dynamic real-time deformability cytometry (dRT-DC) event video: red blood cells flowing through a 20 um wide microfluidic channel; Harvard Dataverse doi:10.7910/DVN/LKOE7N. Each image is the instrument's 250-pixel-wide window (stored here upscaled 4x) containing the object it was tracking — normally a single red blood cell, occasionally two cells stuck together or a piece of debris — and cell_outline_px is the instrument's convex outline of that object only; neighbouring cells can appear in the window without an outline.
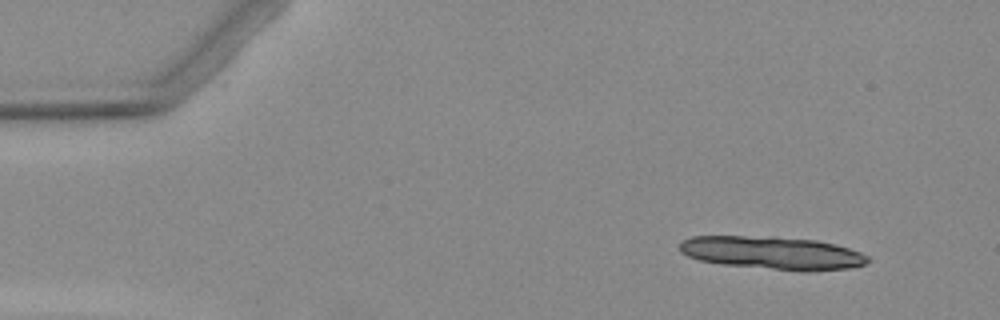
{"species": "Egyptian fruit bat (a non-hibernating species)", "species_latin": "Rousettus aegyptiacus", "temperature_condition": "warm", "stored_images_in_passage": 5, "segment_of_instrument_passage": [1, 2], "camera_frame_rate_fps": 3000, "um_per_image_px": 0.085, "animal": {"sex": "female"}, "frame": {"image": 1, "passage_image": 1, "time_ms": 0.0, "image_size_px": [1000, 320], "cell_outline_px": [[872, 260], [864, 264], [848, 268], [812, 272], [804, 272], [720, 264], [700, 260], [688, 256], [680, 252], [680, 240], [692, 236], [776, 236], [816, 240], [836, 244], [860, 252], [868, 256]], "centroid_in_image_um": [65.66, 21.49], "position_along_channel_um": 19.3, "area_um2": 36.65}}
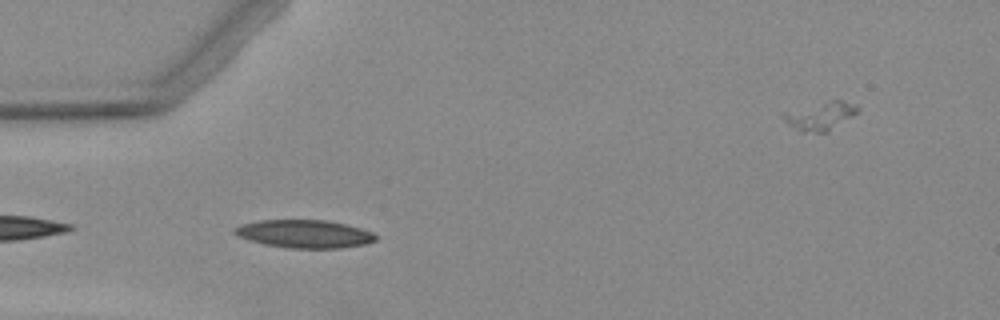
{"frame": {"image": 2, "passage_image": 4, "time_ms": 3.667, "image_size_px": [1000, 320], "cell_outline_px": [[380, 236], [376, 240], [364, 244], [340, 248], [288, 248], [264, 244], [248, 240], [232, 232], [240, 224], [260, 220], [328, 220], [348, 224], [372, 232]], "centroid_in_image_um": [25.91, 19.87], "position_along_channel_um": 59.1, "area_um2": 23.12}}